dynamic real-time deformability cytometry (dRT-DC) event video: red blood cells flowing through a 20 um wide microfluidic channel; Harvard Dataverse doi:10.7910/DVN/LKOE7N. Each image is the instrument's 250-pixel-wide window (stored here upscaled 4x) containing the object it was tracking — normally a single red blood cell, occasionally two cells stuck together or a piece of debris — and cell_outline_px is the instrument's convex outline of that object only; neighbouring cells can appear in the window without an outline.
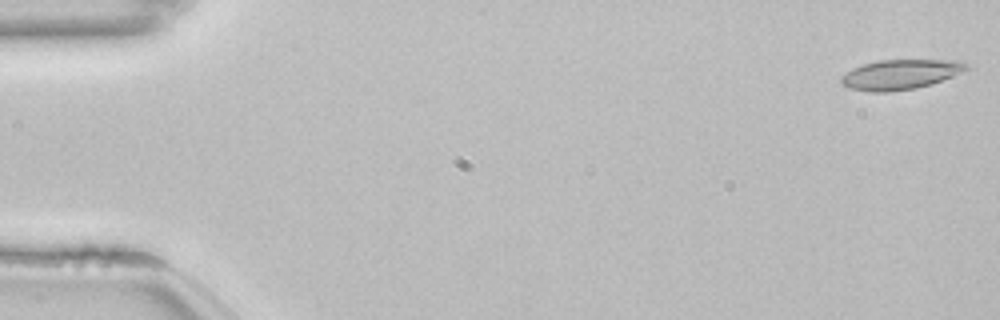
{"species": "common noctule bat (a hibernating species)", "species_latin": "Nyctalus noctula", "temperature_condition": "room temperature", "stored_images_in_passage": 53, "camera_frame_rate_fps": 3000, "um_per_image_px": 0.085, "animal": {"sex": "female", "body_mass_g": 22.7, "forearm_length_mm": 54.2}, "frame": {"image": 1, "passage_image": 1, "time_ms": 0.0, "image_size_px": [1000, 320], "cell_outline_px": [[968, 68], [952, 76], [916, 88], [888, 92], [868, 92], [848, 88], [840, 84], [840, 76], [852, 68], [864, 64], [880, 60], [956, 60], [968, 64]], "centroid_in_image_um": [76.44, 6.33], "position_along_channel_um": 8.6, "area_um2": 21.68}}
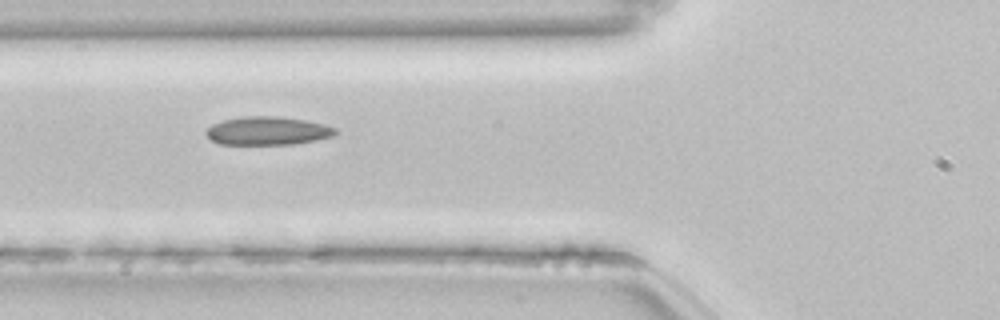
{"frame": {"image": 2, "passage_image": 20, "time_ms": 6.333, "image_size_px": [1000, 320], "cell_outline_px": [[336, 132], [332, 136], [316, 140], [292, 144], [220, 144], [212, 140], [204, 132], [212, 124], [224, 120], [244, 116], [276, 116], [304, 120], [324, 124], [336, 128]], "centroid_in_image_um": [22.73, 11.12], "position_along_channel_um": 103.1, "area_um2": 21.15}}
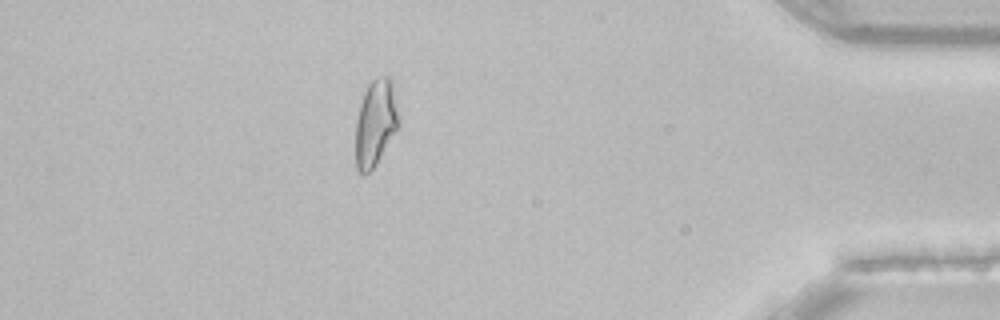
{"frame": {"image": 3, "passage_image": 47, "time_ms": 15.333, "image_size_px": [1000, 320], "cell_outline_px": [[400, 124], [376, 164], [368, 172], [360, 172], [356, 168], [356, 120], [360, 104], [364, 92], [368, 84], [376, 76], [392, 76], [400, 116]], "centroid_in_image_um": [31.95, 10.36], "position_along_channel_um": 403.2, "area_um2": 21.96}, "authors_computed_cell_mechanics": {"area_um2": 21.386, "velocity_mm_per_s": 3.8474, "shape_relaxation_time_tau1_ms": 8.1716, "shape_relaxation_time_tau2_ms": 2.6265, "deformation_change_tau1": 0.1552, "deformation_change_tau2": 0.097}}